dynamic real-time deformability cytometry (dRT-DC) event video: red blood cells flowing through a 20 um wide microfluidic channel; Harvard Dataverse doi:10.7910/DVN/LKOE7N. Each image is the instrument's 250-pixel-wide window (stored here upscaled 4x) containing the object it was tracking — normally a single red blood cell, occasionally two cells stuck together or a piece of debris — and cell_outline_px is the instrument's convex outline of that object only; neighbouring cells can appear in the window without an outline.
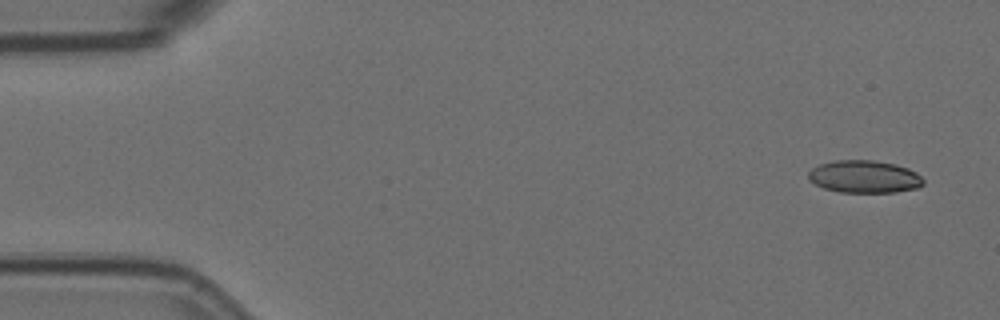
{"species": "Egyptian fruit bat (a non-hibernating species)", "species_latin": "Rousettus aegyptiacus", "temperature_condition": "room temperature", "stored_images_in_passage": 4, "camera_frame_rate_fps": 3000, "um_per_image_px": 0.085, "animal": {"sex": "female"}, "frame": {"image": 1, "passage_image": 1, "time_ms": 0.0, "image_size_px": [1000, 320], "cell_outline_px": [[924, 184], [916, 188], [896, 192], [840, 192], [824, 188], [808, 180], [808, 172], [812, 168], [820, 164], [836, 160], [872, 160], [896, 164], [908, 168], [916, 172], [924, 180]], "centroid_in_image_um": [73.47, 15.01], "position_along_channel_um": 11.5, "area_um2": 21.79}}
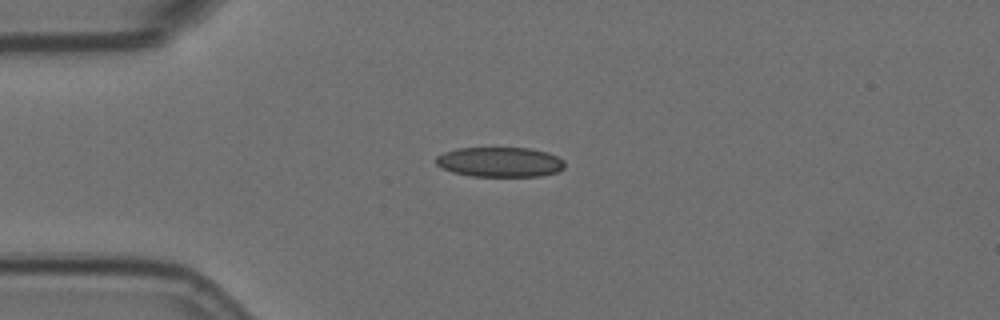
{"frame": {"image": 2, "passage_image": 4, "time_ms": 1.0, "image_size_px": [1000, 320], "cell_outline_px": [[564, 168], [556, 172], [540, 176], [472, 176], [452, 172], [440, 168], [436, 164], [436, 156], [444, 152], [456, 148], [532, 148], [548, 152], [564, 160]], "centroid_in_image_um": [42.47, 13.77], "position_along_channel_um": 42.5, "area_um2": 22.54}}